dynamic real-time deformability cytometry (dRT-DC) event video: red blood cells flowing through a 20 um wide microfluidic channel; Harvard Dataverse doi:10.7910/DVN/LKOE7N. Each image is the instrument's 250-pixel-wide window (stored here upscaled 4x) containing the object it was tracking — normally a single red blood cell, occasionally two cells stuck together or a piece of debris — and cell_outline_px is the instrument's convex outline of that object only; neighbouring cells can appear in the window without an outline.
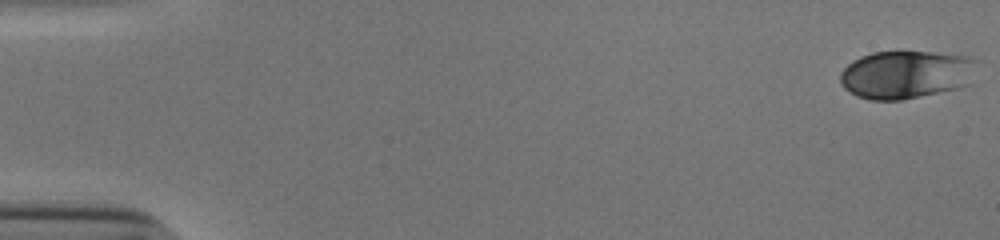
{"species": "human", "species_latin": "Homo sapiens", "temperature_condition": "cold", "stored_images_in_passage": 53, "camera_frame_rate_fps": 3000, "um_per_image_px": 0.085, "donor": {"sex": "male"}, "frame": {"image": 1, "passage_image": 1, "time_ms": 0.0, "image_size_px": [1000, 240], "cell_outline_px": [[980, 60], [968, 84], [960, 88], [904, 100], [868, 100], [856, 96], [848, 92], [844, 88], [840, 80], [840, 72], [852, 60], [860, 56], [872, 52], [932, 52], [968, 56]], "centroid_in_image_um": [77.02, 6.34], "position_along_channel_um": 8.0, "area_um2": 38.84}}
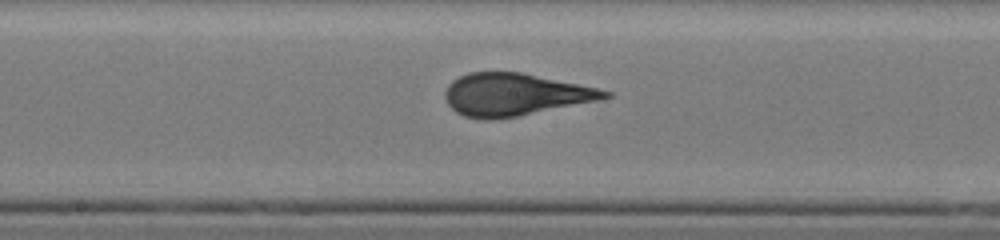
{"frame": {"image": 2, "passage_image": 29, "time_ms": 9.333, "image_size_px": [1000, 240], "cell_outline_px": [[612, 96], [516, 116], [484, 120], [464, 116], [456, 112], [448, 104], [444, 96], [444, 92], [448, 84], [452, 80], [468, 72], [520, 72], [600, 88], [612, 92]], "centroid_in_image_um": [43.68, 8.02], "position_along_channel_um": 204.5, "area_um2": 38.78}}
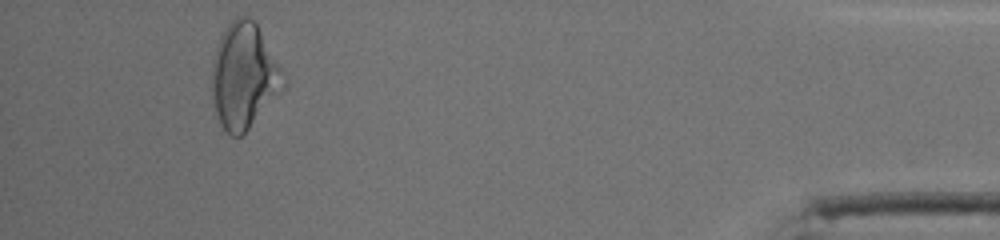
{"frame": {"image": 3, "passage_image": 50, "time_ms": 16.333, "image_size_px": [1000, 240], "cell_outline_px": [[288, 84], [248, 128], [240, 136], [232, 136], [220, 124], [212, 104], [212, 64], [216, 48], [224, 28], [236, 16], [248, 16], [256, 24], [280, 64]], "centroid_in_image_um": [20.74, 6.45], "position_along_channel_um": 414.5, "area_um2": 43.81}, "authors_computed_cell_mechanics": {"area_um2": 39.0728, "velocity_mm_per_s": 3.8714, "shape_relaxation_time_tau1_ms": 4.7485, "shape_relaxation_time_tau2_ms": null, "deformation_change_tau1": 0.1856, "deformation_change_tau2": null}}